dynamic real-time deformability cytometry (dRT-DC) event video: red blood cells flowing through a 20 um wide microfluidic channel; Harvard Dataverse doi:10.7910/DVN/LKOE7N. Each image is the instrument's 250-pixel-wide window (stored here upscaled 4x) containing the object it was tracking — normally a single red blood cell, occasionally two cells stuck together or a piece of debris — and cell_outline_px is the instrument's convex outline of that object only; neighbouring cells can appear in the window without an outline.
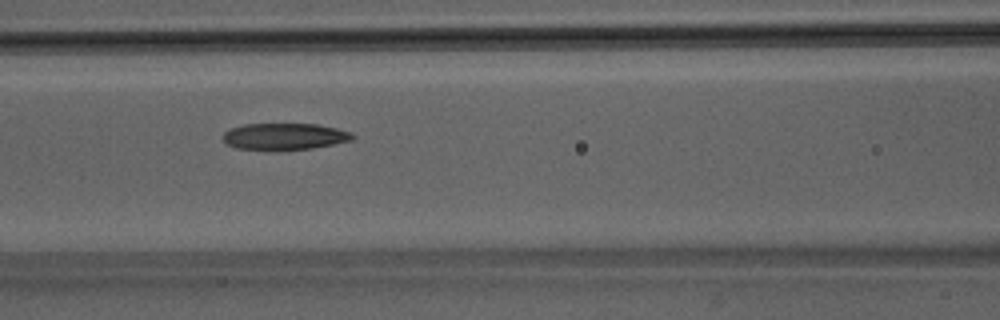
{"species": "Egyptian fruit bat (a non-hibernating species)", "species_latin": "Rousettus aegyptiacus", "temperature_condition": "room temperature", "stored_images_in_passage": 35, "camera_frame_rate_fps": 3000, "um_per_image_px": 0.085, "animal": {"sex": "male"}, "frame": {"image": 1, "passage_image": 14, "time_ms": 4.333, "image_size_px": [1000, 320], "cell_outline_px": [[356, 136], [352, 140], [312, 148], [236, 148], [228, 144], [224, 140], [224, 132], [232, 128], [244, 124], [316, 124], [336, 128], [352, 132]], "centroid_in_image_um": [24.24, 11.56], "position_along_channel_um": 142.4, "area_um2": 19.36}}
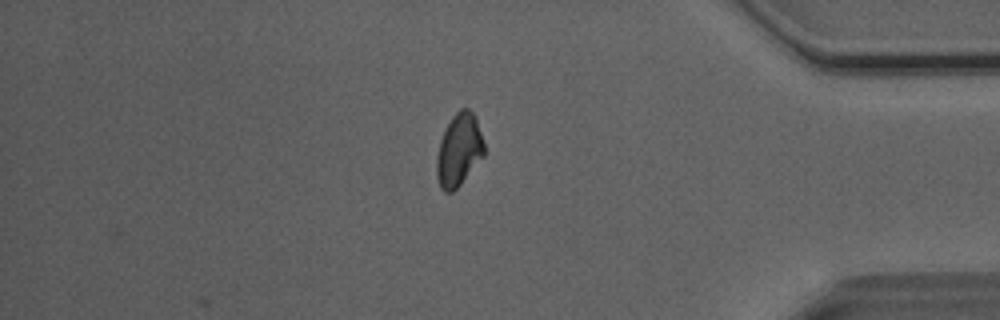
{"frame": {"image": 2, "passage_image": 35, "time_ms": 11.333, "image_size_px": [1000, 320], "cell_outline_px": [[484, 156], [460, 184], [452, 192], [444, 192], [440, 188], [436, 176], [436, 156], [440, 140], [452, 116], [460, 108], [468, 108], [476, 116], [484, 144]], "centroid_in_image_um": [39.0, 12.75], "position_along_channel_um": 396.2, "area_um2": 20.11}, "authors_computed_cell_mechanics": {"area_um2": 20.6346, "velocity_mm_per_s": 4.0452, "shape_relaxation_time_tau1_ms": 8.304, "shape_relaxation_time_tau2_ms": null, "deformation_change_tau1": 0.1982, "deformation_change_tau2": null}}